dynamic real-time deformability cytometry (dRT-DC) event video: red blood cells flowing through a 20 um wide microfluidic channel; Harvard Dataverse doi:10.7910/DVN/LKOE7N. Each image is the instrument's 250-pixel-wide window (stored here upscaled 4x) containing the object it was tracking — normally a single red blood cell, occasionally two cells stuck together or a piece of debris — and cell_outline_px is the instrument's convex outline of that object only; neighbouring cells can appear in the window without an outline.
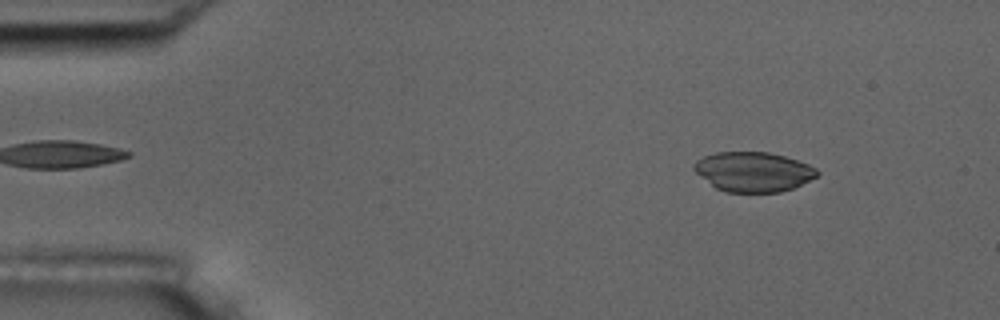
{"species": "common noctule bat (a hibernating species)", "species_latin": "Nyctalus noctula", "temperature_condition": "room temperature", "stored_images_in_passage": 5, "camera_frame_rate_fps": 3000, "um_per_image_px": 0.085, "animal": {"sex": "male", "body_mass_g": 17.5, "forearm_length_mm": 52.3}, "frame": {"image": 1, "passage_image": 2, "time_ms": 1.0, "image_size_px": [1000, 320], "cell_outline_px": [[820, 172], [816, 176], [792, 188], [780, 192], [728, 192], [716, 188], [696, 172], [692, 168], [692, 164], [696, 160], [704, 156], [716, 152], [768, 152], [784, 156], [808, 164], [816, 168]], "centroid_in_image_um": [64.01, 14.59], "position_along_channel_um": 21.0, "area_um2": 28.26}}